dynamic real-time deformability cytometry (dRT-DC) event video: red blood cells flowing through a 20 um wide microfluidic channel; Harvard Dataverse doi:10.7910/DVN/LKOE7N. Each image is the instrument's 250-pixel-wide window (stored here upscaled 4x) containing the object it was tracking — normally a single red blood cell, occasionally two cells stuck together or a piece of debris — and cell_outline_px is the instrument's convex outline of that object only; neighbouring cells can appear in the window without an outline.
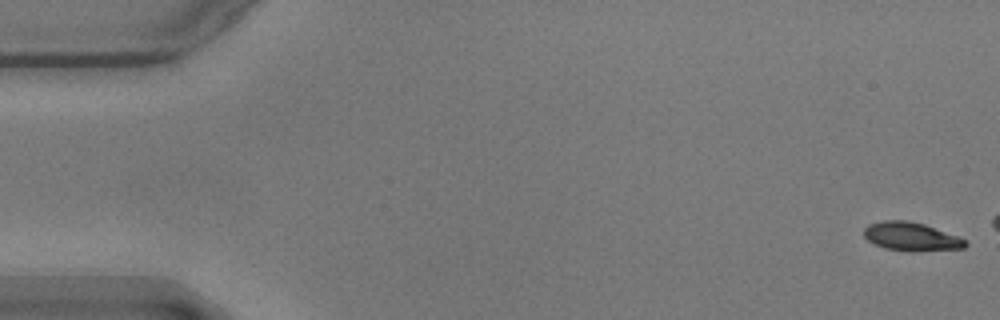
{"species": "common noctule bat (a hibernating species)", "species_latin": "Nyctalus noctula", "temperature_condition": "warm", "stored_images_in_passage": 12, "camera_frame_rate_fps": 3000, "um_per_image_px": 0.085, "animal": {"sex": "male", "body_mass_g": 17.9}, "frame": {"image": 1, "passage_image": 1, "time_ms": 0.0, "image_size_px": [1000, 320], "cell_outline_px": [[968, 244], [964, 248], [912, 252], [908, 252], [884, 248], [868, 240], [864, 236], [864, 228], [868, 224], [884, 220], [904, 220], [924, 224], [956, 236], [964, 240]], "centroid_in_image_um": [77.42, 20.12], "position_along_channel_um": 7.6, "area_um2": 16.76}}